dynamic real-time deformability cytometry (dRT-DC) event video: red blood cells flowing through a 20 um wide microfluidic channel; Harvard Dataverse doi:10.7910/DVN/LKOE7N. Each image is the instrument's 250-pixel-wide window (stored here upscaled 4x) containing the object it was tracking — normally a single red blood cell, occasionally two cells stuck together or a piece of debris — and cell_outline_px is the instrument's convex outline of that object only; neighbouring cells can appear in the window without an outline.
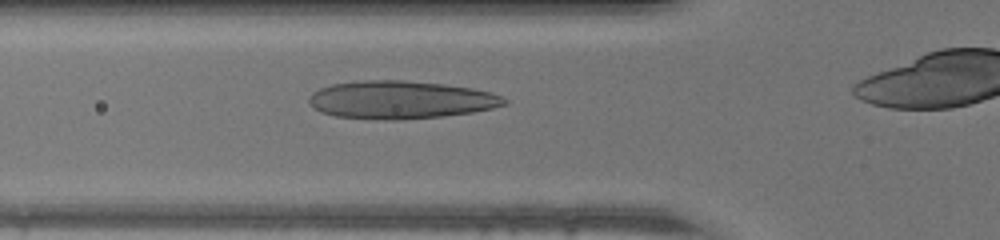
{"species": "human", "species_latin": "Homo sapiens", "temperature_condition": "warm", "stored_images_in_passage": 32, "camera_frame_rate_fps": 3000, "um_per_image_px": 0.085, "donor": {"sex": "male"}, "frame": {"image": 1, "passage_image": 9, "time_ms": 2.667, "image_size_px": [1000, 240], "cell_outline_px": [[508, 104], [492, 108], [472, 112], [444, 116], [400, 120], [384, 120], [336, 116], [320, 112], [308, 100], [308, 96], [312, 92], [320, 88], [332, 84], [356, 80], [404, 80], [444, 84], [472, 88], [492, 92], [508, 100]], "centroid_in_image_um": [34.05, 8.48], "position_along_channel_um": 91.7, "area_um2": 43.35}}
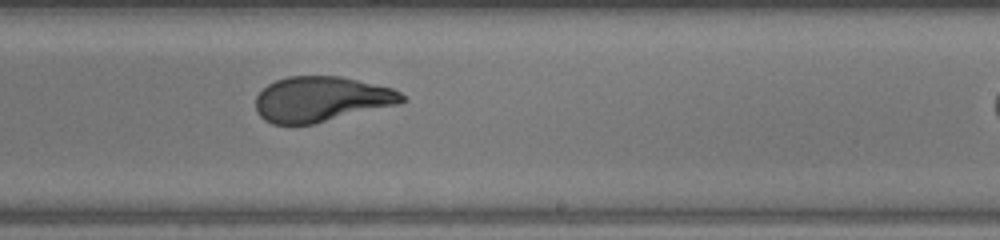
{"frame": {"image": 2, "passage_image": 21, "time_ms": 6.667, "image_size_px": [1000, 240], "cell_outline_px": [[408, 100], [400, 104], [312, 124], [272, 124], [264, 120], [256, 112], [256, 96], [268, 84], [276, 80], [288, 76], [340, 76], [392, 88], [400, 92]], "centroid_in_image_um": [27.31, 8.43], "position_along_channel_um": 261.7, "area_um2": 38.55}}
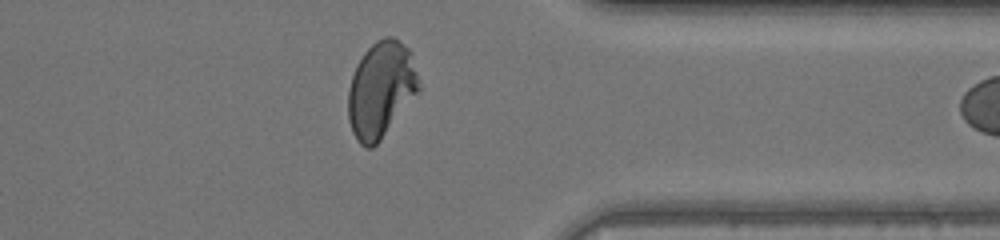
{"frame": {"image": 3, "passage_image": 30, "time_ms": 9.667, "image_size_px": [1000, 240], "cell_outline_px": [[420, 88], [380, 140], [372, 148], [364, 148], [356, 140], [352, 132], [348, 120], [348, 88], [356, 64], [364, 52], [376, 40], [384, 36], [392, 36], [408, 48], [412, 52], [420, 80]], "centroid_in_image_um": [32.37, 7.59], "position_along_channel_um": 379.0, "area_um2": 39.59}}